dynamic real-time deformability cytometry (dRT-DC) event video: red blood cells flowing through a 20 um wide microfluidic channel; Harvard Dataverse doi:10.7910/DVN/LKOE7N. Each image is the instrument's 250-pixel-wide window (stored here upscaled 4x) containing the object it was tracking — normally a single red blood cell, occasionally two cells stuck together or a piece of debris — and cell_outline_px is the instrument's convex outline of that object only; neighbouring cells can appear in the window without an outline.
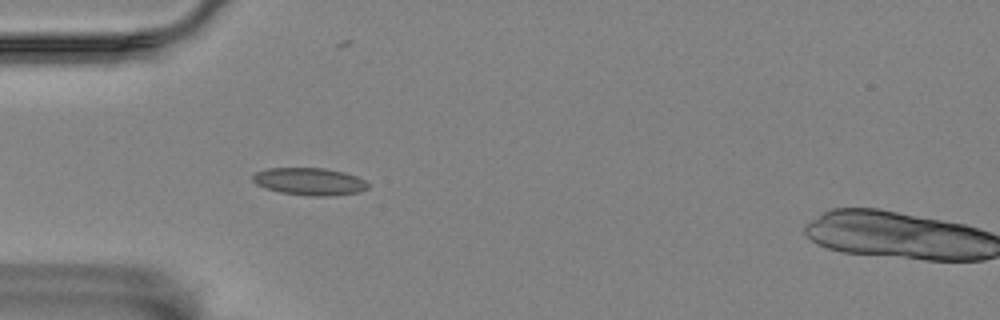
{"species": "Egyptian fruit bat (a non-hibernating species)", "species_latin": "Rousettus aegyptiacus", "temperature_condition": "room temperature", "stored_images_in_passage": 6, "camera_frame_rate_fps": 3000, "um_per_image_px": 0.085, "animal": {"sex": "female"}, "frame": {"image": 1, "passage_image": 5, "time_ms": 4.667, "image_size_px": [1000, 320], "cell_outline_px": [[368, 188], [360, 192], [332, 196], [308, 196], [280, 192], [264, 188], [256, 184], [252, 180], [252, 176], [256, 172], [268, 168], [324, 168], [344, 172], [356, 176], [364, 180], [368, 184]], "centroid_in_image_um": [26.3, 15.43], "position_along_channel_um": 58.7, "area_um2": 18.5}}